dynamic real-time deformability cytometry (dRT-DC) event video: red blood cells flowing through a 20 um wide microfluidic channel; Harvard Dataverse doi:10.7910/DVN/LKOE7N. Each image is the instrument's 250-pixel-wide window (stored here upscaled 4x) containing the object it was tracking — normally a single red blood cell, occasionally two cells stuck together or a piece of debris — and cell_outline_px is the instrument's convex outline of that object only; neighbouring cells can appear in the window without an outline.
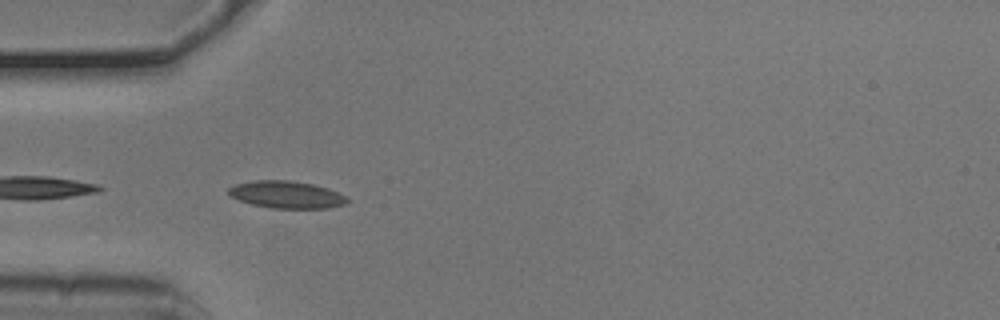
{"species": "common noctule bat (a hibernating species)", "species_latin": "Nyctalus noctula", "temperature_condition": "cold", "stored_images_in_passage": 12, "camera_frame_rate_fps": 3000, "um_per_image_px": 0.085, "animal": {"sex": "male", "body_mass_g": 20.5, "forearm_length_mm": 52.5}, "frame": {"image": 1, "passage_image": 6, "time_ms": 1.667, "image_size_px": [1000, 320], "cell_outline_px": [[348, 200], [344, 204], [328, 208], [272, 208], [252, 204], [228, 196], [228, 188], [236, 184], [252, 180], [292, 180], [312, 184], [328, 188], [344, 196]], "centroid_in_image_um": [24.3, 16.53], "position_along_channel_um": 60.7, "area_um2": 18.73}}